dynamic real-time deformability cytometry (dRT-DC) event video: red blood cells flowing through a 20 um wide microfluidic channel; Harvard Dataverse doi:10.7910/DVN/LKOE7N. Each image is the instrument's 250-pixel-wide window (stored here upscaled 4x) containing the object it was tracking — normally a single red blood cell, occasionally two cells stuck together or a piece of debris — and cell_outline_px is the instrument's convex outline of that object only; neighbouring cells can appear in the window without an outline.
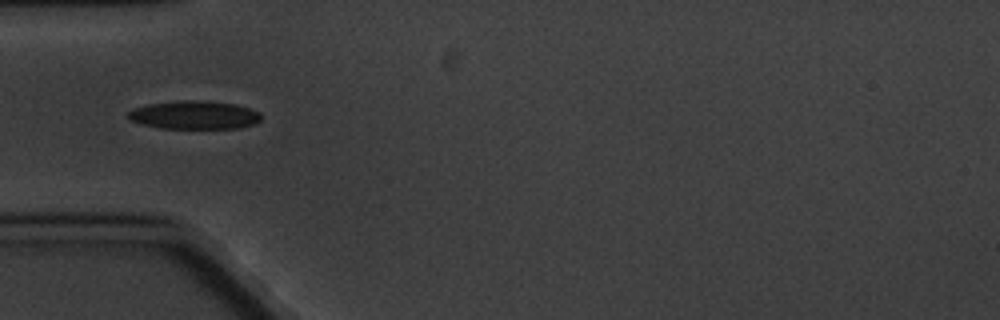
{"species": "common noctule bat (a hibernating species)", "species_latin": "Nyctalus noctula", "temperature_condition": "cold", "stored_images_in_passage": 4, "camera_frame_rate_fps": 3000, "um_per_image_px": 0.085, "animal": {"sex": "male", "body_mass_g": 20.1, "forearm_length_mm": 53.5}, "frame": {"image": 1, "passage_image": 3, "time_ms": 2.333, "image_size_px": [1000, 320], "cell_outline_px": [[260, 120], [256, 124], [240, 128], [160, 128], [140, 124], [128, 120], [124, 116], [132, 108], [148, 104], [192, 100], [236, 104], [260, 112]], "centroid_in_image_um": [16.47, 9.79], "position_along_channel_um": 68.5, "area_um2": 21.96}}